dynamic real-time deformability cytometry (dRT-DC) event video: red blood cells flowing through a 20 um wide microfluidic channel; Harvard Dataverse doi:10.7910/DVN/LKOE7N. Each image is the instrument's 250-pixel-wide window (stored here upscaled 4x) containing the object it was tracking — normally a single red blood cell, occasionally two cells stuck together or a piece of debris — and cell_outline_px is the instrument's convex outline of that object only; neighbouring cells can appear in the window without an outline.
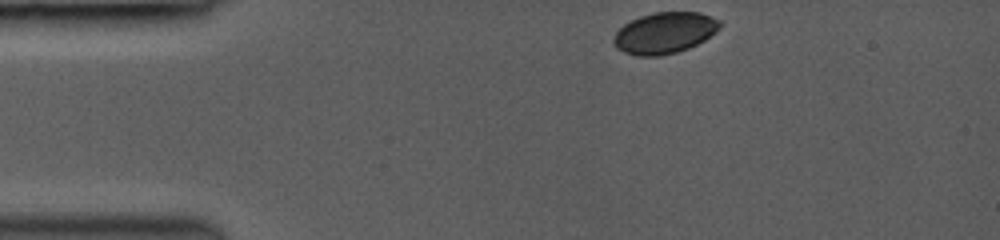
{"species": "common noctule bat (a hibernating species)", "species_latin": "Nyctalus noctula", "temperature_condition": "room temperature", "stored_images_in_passage": 18, "camera_frame_rate_fps": 3000, "um_per_image_px": 0.085, "animal": {"sex": "female", "body_mass_g": 19.0, "forearm_length_mm": 53.3}, "frame": {"image": 1, "passage_image": 1, "time_ms": 0.0, "image_size_px": [1000, 240], "cell_outline_px": [[720, 28], [716, 32], [704, 40], [688, 48], [676, 52], [660, 56], [636, 56], [624, 52], [616, 48], [612, 44], [612, 40], [616, 32], [624, 24], [640, 16], [652, 12], [700, 12], [720, 20]], "centroid_in_image_um": [56.47, 2.8], "position_along_channel_um": 28.5, "area_um2": 25.61}}
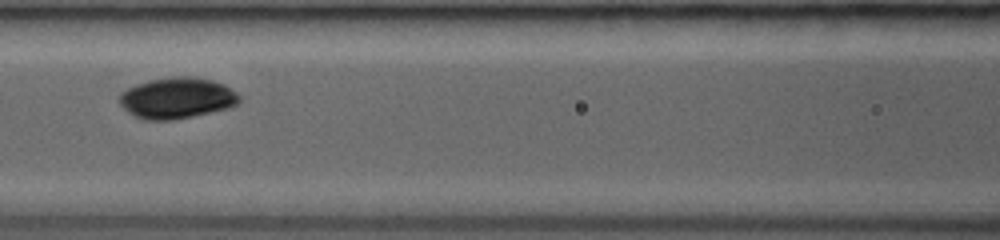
{"frame": {"image": 2, "passage_image": 9, "time_ms": 4.333, "image_size_px": [1000, 240], "cell_outline_px": [[240, 100], [236, 104], [228, 108], [192, 116], [172, 120], [144, 120], [128, 112], [120, 104], [120, 92], [136, 84], [148, 80], [172, 76], [188, 76], [212, 80], [224, 84], [236, 92], [240, 96]], "centroid_in_image_um": [15.03, 8.32], "position_along_channel_um": 151.6, "area_um2": 28.61}}
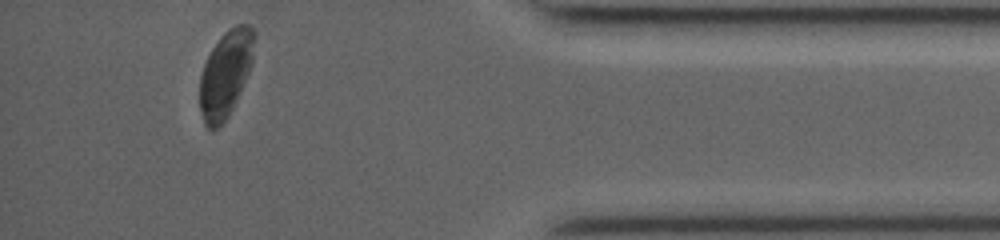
{"frame": {"image": 3, "passage_image": 18, "time_ms": 11.333, "image_size_px": [1000, 240], "cell_outline_px": [[256, 40], [252, 64], [236, 100], [228, 116], [216, 128], [208, 128], [204, 124], [200, 108], [200, 76], [204, 64], [212, 48], [224, 32], [228, 28], [236, 24], [248, 24], [256, 32]], "centroid_in_image_um": [19.2, 6.21], "position_along_channel_um": 416.0, "area_um2": 27.4}, "authors_computed_cell_mechanics": {"area_um2": 26.9926, "velocity_mm_per_s": 4.1409, "shape_relaxation_time_tau1_ms": 1.8013, "shape_relaxation_time_tau2_ms": 3.4029, "deformation_change_tau1": 0.0634, "deformation_change_tau2": 0.0378}}